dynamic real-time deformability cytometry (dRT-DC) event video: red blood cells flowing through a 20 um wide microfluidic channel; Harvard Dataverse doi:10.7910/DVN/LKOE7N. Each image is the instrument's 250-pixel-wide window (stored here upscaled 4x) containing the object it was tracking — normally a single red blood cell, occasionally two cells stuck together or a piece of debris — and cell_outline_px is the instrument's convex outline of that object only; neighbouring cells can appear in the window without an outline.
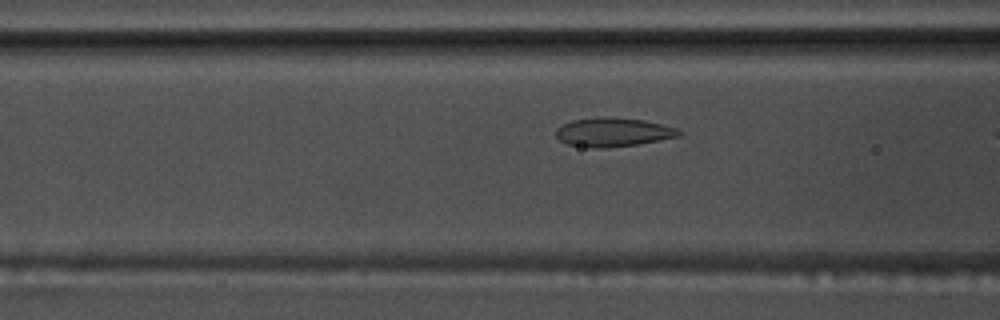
{"species": "common noctule bat (a hibernating species)", "species_latin": "Nyctalus noctula", "temperature_condition": "warm", "stored_images_in_passage": 18, "camera_frame_rate_fps": 3000, "um_per_image_px": 0.085, "animal": {"sex": "male", "body_mass_g": 17.5, "forearm_length_mm": 52.3}, "frame": {"image": 1, "passage_image": 16, "time_ms": 5.0, "image_size_px": [1000, 320], "cell_outline_px": [[684, 132], [680, 136], [636, 144], [604, 148], [596, 148], [568, 144], [560, 140], [556, 136], [556, 128], [572, 120], [600, 116], [608, 116], [644, 120], [676, 128]], "centroid_in_image_um": [52.11, 11.22], "position_along_channel_um": 114.5, "area_um2": 20.63}}